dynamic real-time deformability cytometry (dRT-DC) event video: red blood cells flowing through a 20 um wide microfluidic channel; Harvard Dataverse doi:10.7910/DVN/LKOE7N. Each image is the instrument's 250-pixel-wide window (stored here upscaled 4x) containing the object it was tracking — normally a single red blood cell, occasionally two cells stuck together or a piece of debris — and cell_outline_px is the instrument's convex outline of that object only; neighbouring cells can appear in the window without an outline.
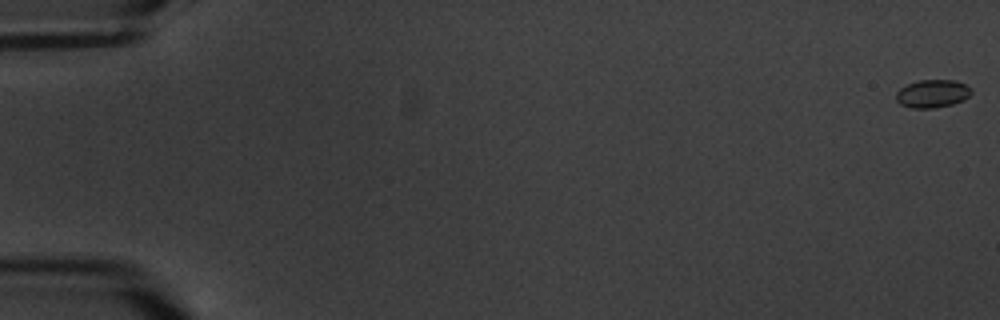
{"species": "common noctule bat (a hibernating species)", "species_latin": "Nyctalus noctula", "temperature_condition": "warm", "stored_images_in_passage": 11, "camera_frame_rate_fps": 3000, "um_per_image_px": 0.085, "animal": {"sex": "male", "body_mass_g": 20.1, "forearm_length_mm": 53.5}, "frame": {"image": 1, "passage_image": 1, "time_ms": 0.0, "image_size_px": [1000, 320], "cell_outline_px": [[972, 92], [964, 100], [952, 104], [936, 108], [912, 108], [900, 104], [896, 100], [896, 92], [900, 88], [908, 84], [920, 80], [956, 80], [972, 88]], "centroid_in_image_um": [79.26, 7.96], "position_along_channel_um": 5.7, "area_um2": 12.31}}
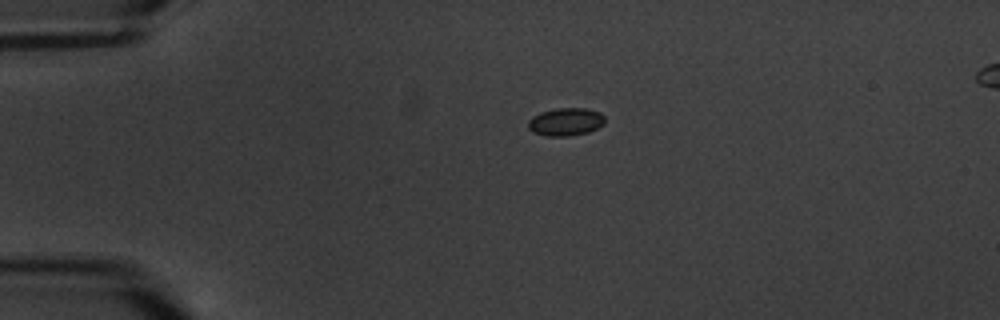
{"frame": {"image": 2, "passage_image": 4, "time_ms": 4.667, "image_size_px": [1000, 320], "cell_outline_px": [[604, 124], [588, 132], [568, 136], [548, 136], [532, 132], [528, 128], [528, 120], [532, 116], [540, 112], [556, 108], [584, 108], [600, 112], [604, 116]], "centroid_in_image_um": [48.06, 10.35], "position_along_channel_um": 36.9, "area_um2": 12.48}}
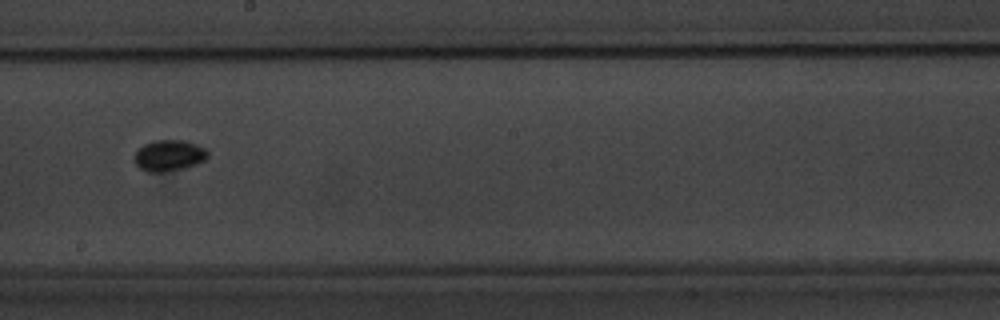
{"frame": {"image": 3, "passage_image": 10, "time_ms": 11.667, "image_size_px": [1000, 320], "cell_outline_px": [[208, 156], [204, 160], [196, 164], [184, 168], [160, 172], [148, 172], [140, 168], [132, 160], [132, 156], [144, 144], [156, 140], [184, 140], [196, 144], [204, 148], [208, 152]], "centroid_in_image_um": [14.34, 13.21], "position_along_channel_um": 233.9, "area_um2": 13.29}}